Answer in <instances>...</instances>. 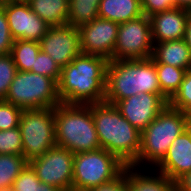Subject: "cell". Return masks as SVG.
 <instances>
[{
    "label": "cell",
    "instance_id": "cell-2",
    "mask_svg": "<svg viewBox=\"0 0 191 191\" xmlns=\"http://www.w3.org/2000/svg\"><path fill=\"white\" fill-rule=\"evenodd\" d=\"M91 112L101 148L116 155L130 166L139 155L141 132L138 131L114 104H91Z\"/></svg>",
    "mask_w": 191,
    "mask_h": 191
},
{
    "label": "cell",
    "instance_id": "cell-16",
    "mask_svg": "<svg viewBox=\"0 0 191 191\" xmlns=\"http://www.w3.org/2000/svg\"><path fill=\"white\" fill-rule=\"evenodd\" d=\"M190 12L175 7L150 16L153 44L183 39Z\"/></svg>",
    "mask_w": 191,
    "mask_h": 191
},
{
    "label": "cell",
    "instance_id": "cell-12",
    "mask_svg": "<svg viewBox=\"0 0 191 191\" xmlns=\"http://www.w3.org/2000/svg\"><path fill=\"white\" fill-rule=\"evenodd\" d=\"M168 100L163 93L142 92L118 101L115 106L126 120L142 132L167 106Z\"/></svg>",
    "mask_w": 191,
    "mask_h": 191
},
{
    "label": "cell",
    "instance_id": "cell-39",
    "mask_svg": "<svg viewBox=\"0 0 191 191\" xmlns=\"http://www.w3.org/2000/svg\"><path fill=\"white\" fill-rule=\"evenodd\" d=\"M0 191H14L13 187H3Z\"/></svg>",
    "mask_w": 191,
    "mask_h": 191
},
{
    "label": "cell",
    "instance_id": "cell-17",
    "mask_svg": "<svg viewBox=\"0 0 191 191\" xmlns=\"http://www.w3.org/2000/svg\"><path fill=\"white\" fill-rule=\"evenodd\" d=\"M151 58L154 63L172 65L185 70L191 68V51L184 39L154 44Z\"/></svg>",
    "mask_w": 191,
    "mask_h": 191
},
{
    "label": "cell",
    "instance_id": "cell-32",
    "mask_svg": "<svg viewBox=\"0 0 191 191\" xmlns=\"http://www.w3.org/2000/svg\"><path fill=\"white\" fill-rule=\"evenodd\" d=\"M141 7L143 14L148 17L175 8L173 0H141Z\"/></svg>",
    "mask_w": 191,
    "mask_h": 191
},
{
    "label": "cell",
    "instance_id": "cell-25",
    "mask_svg": "<svg viewBox=\"0 0 191 191\" xmlns=\"http://www.w3.org/2000/svg\"><path fill=\"white\" fill-rule=\"evenodd\" d=\"M168 105L191 115V68L187 70L180 88L168 100Z\"/></svg>",
    "mask_w": 191,
    "mask_h": 191
},
{
    "label": "cell",
    "instance_id": "cell-6",
    "mask_svg": "<svg viewBox=\"0 0 191 191\" xmlns=\"http://www.w3.org/2000/svg\"><path fill=\"white\" fill-rule=\"evenodd\" d=\"M125 165L116 155L100 148L74 154L72 191H90L117 178Z\"/></svg>",
    "mask_w": 191,
    "mask_h": 191
},
{
    "label": "cell",
    "instance_id": "cell-31",
    "mask_svg": "<svg viewBox=\"0 0 191 191\" xmlns=\"http://www.w3.org/2000/svg\"><path fill=\"white\" fill-rule=\"evenodd\" d=\"M14 39L11 35L4 9L0 6V56L9 54Z\"/></svg>",
    "mask_w": 191,
    "mask_h": 191
},
{
    "label": "cell",
    "instance_id": "cell-18",
    "mask_svg": "<svg viewBox=\"0 0 191 191\" xmlns=\"http://www.w3.org/2000/svg\"><path fill=\"white\" fill-rule=\"evenodd\" d=\"M152 173L145 175L139 168L126 166L128 191H176L175 182L157 171Z\"/></svg>",
    "mask_w": 191,
    "mask_h": 191
},
{
    "label": "cell",
    "instance_id": "cell-15",
    "mask_svg": "<svg viewBox=\"0 0 191 191\" xmlns=\"http://www.w3.org/2000/svg\"><path fill=\"white\" fill-rule=\"evenodd\" d=\"M154 168V171L165 175L173 182L191 171V134L187 129L175 138L164 158Z\"/></svg>",
    "mask_w": 191,
    "mask_h": 191
},
{
    "label": "cell",
    "instance_id": "cell-23",
    "mask_svg": "<svg viewBox=\"0 0 191 191\" xmlns=\"http://www.w3.org/2000/svg\"><path fill=\"white\" fill-rule=\"evenodd\" d=\"M155 68L160 90L168 99H170L180 88L187 70L163 63H155Z\"/></svg>",
    "mask_w": 191,
    "mask_h": 191
},
{
    "label": "cell",
    "instance_id": "cell-35",
    "mask_svg": "<svg viewBox=\"0 0 191 191\" xmlns=\"http://www.w3.org/2000/svg\"><path fill=\"white\" fill-rule=\"evenodd\" d=\"M183 39L191 51V12L189 13L187 19L186 30Z\"/></svg>",
    "mask_w": 191,
    "mask_h": 191
},
{
    "label": "cell",
    "instance_id": "cell-28",
    "mask_svg": "<svg viewBox=\"0 0 191 191\" xmlns=\"http://www.w3.org/2000/svg\"><path fill=\"white\" fill-rule=\"evenodd\" d=\"M17 72L11 54L0 56V100H5L10 84Z\"/></svg>",
    "mask_w": 191,
    "mask_h": 191
},
{
    "label": "cell",
    "instance_id": "cell-11",
    "mask_svg": "<svg viewBox=\"0 0 191 191\" xmlns=\"http://www.w3.org/2000/svg\"><path fill=\"white\" fill-rule=\"evenodd\" d=\"M1 7L14 40L41 41L49 26L31 10L26 0H3Z\"/></svg>",
    "mask_w": 191,
    "mask_h": 191
},
{
    "label": "cell",
    "instance_id": "cell-8",
    "mask_svg": "<svg viewBox=\"0 0 191 191\" xmlns=\"http://www.w3.org/2000/svg\"><path fill=\"white\" fill-rule=\"evenodd\" d=\"M19 128L26 160L42 156L56 146L55 107L23 109Z\"/></svg>",
    "mask_w": 191,
    "mask_h": 191
},
{
    "label": "cell",
    "instance_id": "cell-30",
    "mask_svg": "<svg viewBox=\"0 0 191 191\" xmlns=\"http://www.w3.org/2000/svg\"><path fill=\"white\" fill-rule=\"evenodd\" d=\"M40 182L36 172L28 164L15 179L12 187L14 191H36V184Z\"/></svg>",
    "mask_w": 191,
    "mask_h": 191
},
{
    "label": "cell",
    "instance_id": "cell-36",
    "mask_svg": "<svg viewBox=\"0 0 191 191\" xmlns=\"http://www.w3.org/2000/svg\"><path fill=\"white\" fill-rule=\"evenodd\" d=\"M174 7L191 11V0H173Z\"/></svg>",
    "mask_w": 191,
    "mask_h": 191
},
{
    "label": "cell",
    "instance_id": "cell-21",
    "mask_svg": "<svg viewBox=\"0 0 191 191\" xmlns=\"http://www.w3.org/2000/svg\"><path fill=\"white\" fill-rule=\"evenodd\" d=\"M100 1L101 0H69L67 24L79 29L81 26L98 18Z\"/></svg>",
    "mask_w": 191,
    "mask_h": 191
},
{
    "label": "cell",
    "instance_id": "cell-24",
    "mask_svg": "<svg viewBox=\"0 0 191 191\" xmlns=\"http://www.w3.org/2000/svg\"><path fill=\"white\" fill-rule=\"evenodd\" d=\"M28 164L23 155L0 154V188L13 186L15 179Z\"/></svg>",
    "mask_w": 191,
    "mask_h": 191
},
{
    "label": "cell",
    "instance_id": "cell-33",
    "mask_svg": "<svg viewBox=\"0 0 191 191\" xmlns=\"http://www.w3.org/2000/svg\"><path fill=\"white\" fill-rule=\"evenodd\" d=\"M90 191H128L127 181H126V167L124 171L114 180L101 184Z\"/></svg>",
    "mask_w": 191,
    "mask_h": 191
},
{
    "label": "cell",
    "instance_id": "cell-3",
    "mask_svg": "<svg viewBox=\"0 0 191 191\" xmlns=\"http://www.w3.org/2000/svg\"><path fill=\"white\" fill-rule=\"evenodd\" d=\"M142 92L162 93L152 58L108 61L105 102L115 105Z\"/></svg>",
    "mask_w": 191,
    "mask_h": 191
},
{
    "label": "cell",
    "instance_id": "cell-13",
    "mask_svg": "<svg viewBox=\"0 0 191 191\" xmlns=\"http://www.w3.org/2000/svg\"><path fill=\"white\" fill-rule=\"evenodd\" d=\"M40 46L61 68L82 53L79 29L68 24L49 27Z\"/></svg>",
    "mask_w": 191,
    "mask_h": 191
},
{
    "label": "cell",
    "instance_id": "cell-26",
    "mask_svg": "<svg viewBox=\"0 0 191 191\" xmlns=\"http://www.w3.org/2000/svg\"><path fill=\"white\" fill-rule=\"evenodd\" d=\"M0 154L23 155L22 137L19 127L0 130Z\"/></svg>",
    "mask_w": 191,
    "mask_h": 191
},
{
    "label": "cell",
    "instance_id": "cell-7",
    "mask_svg": "<svg viewBox=\"0 0 191 191\" xmlns=\"http://www.w3.org/2000/svg\"><path fill=\"white\" fill-rule=\"evenodd\" d=\"M22 109L51 108L61 103L57 82L31 71H17L5 100Z\"/></svg>",
    "mask_w": 191,
    "mask_h": 191
},
{
    "label": "cell",
    "instance_id": "cell-9",
    "mask_svg": "<svg viewBox=\"0 0 191 191\" xmlns=\"http://www.w3.org/2000/svg\"><path fill=\"white\" fill-rule=\"evenodd\" d=\"M153 41L150 17L119 24L113 60H138L152 57Z\"/></svg>",
    "mask_w": 191,
    "mask_h": 191
},
{
    "label": "cell",
    "instance_id": "cell-34",
    "mask_svg": "<svg viewBox=\"0 0 191 191\" xmlns=\"http://www.w3.org/2000/svg\"><path fill=\"white\" fill-rule=\"evenodd\" d=\"M175 183L176 191H191V171L181 176Z\"/></svg>",
    "mask_w": 191,
    "mask_h": 191
},
{
    "label": "cell",
    "instance_id": "cell-5",
    "mask_svg": "<svg viewBox=\"0 0 191 191\" xmlns=\"http://www.w3.org/2000/svg\"><path fill=\"white\" fill-rule=\"evenodd\" d=\"M189 115L167 106L141 132L138 158L130 165L141 168L151 165L152 169L164 158L169 146L187 129Z\"/></svg>",
    "mask_w": 191,
    "mask_h": 191
},
{
    "label": "cell",
    "instance_id": "cell-4",
    "mask_svg": "<svg viewBox=\"0 0 191 191\" xmlns=\"http://www.w3.org/2000/svg\"><path fill=\"white\" fill-rule=\"evenodd\" d=\"M56 145L72 153L95 151L101 148L91 104H64L55 106Z\"/></svg>",
    "mask_w": 191,
    "mask_h": 191
},
{
    "label": "cell",
    "instance_id": "cell-10",
    "mask_svg": "<svg viewBox=\"0 0 191 191\" xmlns=\"http://www.w3.org/2000/svg\"><path fill=\"white\" fill-rule=\"evenodd\" d=\"M74 153L61 146H54L42 156L29 162L37 178L60 191H72Z\"/></svg>",
    "mask_w": 191,
    "mask_h": 191
},
{
    "label": "cell",
    "instance_id": "cell-38",
    "mask_svg": "<svg viewBox=\"0 0 191 191\" xmlns=\"http://www.w3.org/2000/svg\"><path fill=\"white\" fill-rule=\"evenodd\" d=\"M187 130L191 134V115H189V118L187 121Z\"/></svg>",
    "mask_w": 191,
    "mask_h": 191
},
{
    "label": "cell",
    "instance_id": "cell-27",
    "mask_svg": "<svg viewBox=\"0 0 191 191\" xmlns=\"http://www.w3.org/2000/svg\"><path fill=\"white\" fill-rule=\"evenodd\" d=\"M31 72L50 77L58 83L61 76V67L49 56V54L40 50Z\"/></svg>",
    "mask_w": 191,
    "mask_h": 191
},
{
    "label": "cell",
    "instance_id": "cell-37",
    "mask_svg": "<svg viewBox=\"0 0 191 191\" xmlns=\"http://www.w3.org/2000/svg\"><path fill=\"white\" fill-rule=\"evenodd\" d=\"M36 191H60V190L52 185L40 182L39 184H36Z\"/></svg>",
    "mask_w": 191,
    "mask_h": 191
},
{
    "label": "cell",
    "instance_id": "cell-19",
    "mask_svg": "<svg viewBox=\"0 0 191 191\" xmlns=\"http://www.w3.org/2000/svg\"><path fill=\"white\" fill-rule=\"evenodd\" d=\"M143 14L141 0H101L98 16L121 24L137 19Z\"/></svg>",
    "mask_w": 191,
    "mask_h": 191
},
{
    "label": "cell",
    "instance_id": "cell-14",
    "mask_svg": "<svg viewBox=\"0 0 191 191\" xmlns=\"http://www.w3.org/2000/svg\"><path fill=\"white\" fill-rule=\"evenodd\" d=\"M119 24L114 21L96 18L79 28L81 51L113 60Z\"/></svg>",
    "mask_w": 191,
    "mask_h": 191
},
{
    "label": "cell",
    "instance_id": "cell-29",
    "mask_svg": "<svg viewBox=\"0 0 191 191\" xmlns=\"http://www.w3.org/2000/svg\"><path fill=\"white\" fill-rule=\"evenodd\" d=\"M23 109L4 100H0V130L19 127Z\"/></svg>",
    "mask_w": 191,
    "mask_h": 191
},
{
    "label": "cell",
    "instance_id": "cell-1",
    "mask_svg": "<svg viewBox=\"0 0 191 191\" xmlns=\"http://www.w3.org/2000/svg\"><path fill=\"white\" fill-rule=\"evenodd\" d=\"M108 60L80 53L61 68L58 96L61 103L88 105L104 102Z\"/></svg>",
    "mask_w": 191,
    "mask_h": 191
},
{
    "label": "cell",
    "instance_id": "cell-22",
    "mask_svg": "<svg viewBox=\"0 0 191 191\" xmlns=\"http://www.w3.org/2000/svg\"><path fill=\"white\" fill-rule=\"evenodd\" d=\"M40 50V42L22 39L14 40L10 54L17 71H31Z\"/></svg>",
    "mask_w": 191,
    "mask_h": 191
},
{
    "label": "cell",
    "instance_id": "cell-20",
    "mask_svg": "<svg viewBox=\"0 0 191 191\" xmlns=\"http://www.w3.org/2000/svg\"><path fill=\"white\" fill-rule=\"evenodd\" d=\"M31 10L49 27L67 24L69 0H26Z\"/></svg>",
    "mask_w": 191,
    "mask_h": 191
}]
</instances>
